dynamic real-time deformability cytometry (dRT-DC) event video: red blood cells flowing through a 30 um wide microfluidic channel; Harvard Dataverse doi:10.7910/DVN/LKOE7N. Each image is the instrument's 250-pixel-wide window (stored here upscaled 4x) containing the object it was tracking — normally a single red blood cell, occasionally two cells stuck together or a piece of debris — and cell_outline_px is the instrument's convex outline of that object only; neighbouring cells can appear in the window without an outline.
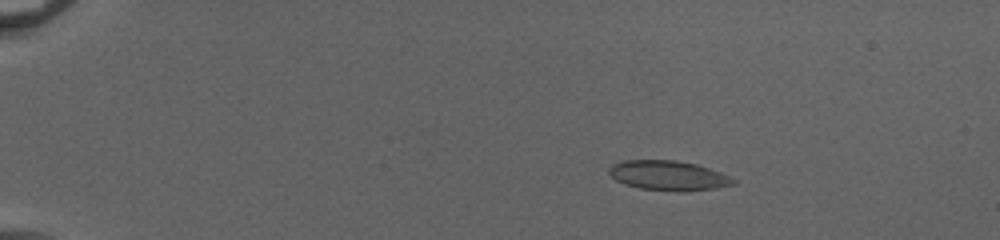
{"species": "common noctule bat (a hibernating species)", "species_latin": "Nyctalus noctula", "temperature_condition": "cold", "stored_images_in_passage": 54, "camera_frame_rate_fps": 3000, "um_per_image_px": 0.085, "animal": {"sex": "female", "body_mass_g": 20.0, "forearm_length_mm": 54.0}, "frame": {"image": 1, "passage_image": 11, "time_ms": 3.333, "image_size_px": [1000, 240], "cell_outline_px": [[736, 184], [716, 188], [684, 192], [640, 188], [616, 180], [608, 172], [608, 168], [612, 164], [624, 160], [676, 160], [696, 164], [720, 172], [736, 180]], "centroid_in_image_um": [56.82, 14.92], "position_along_channel_um": 28.2, "area_um2": 21.44}}
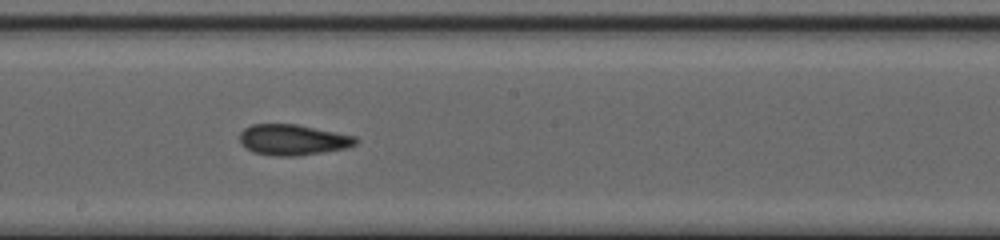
{"frame": {"image": 2, "passage_image": 33, "time_ms": 10.667, "image_size_px": [1000, 240], "cell_outline_px": [[360, 140], [356, 144], [344, 148], [296, 156], [276, 156], [252, 152], [240, 144], [240, 132], [244, 128], [252, 124], [296, 124], [356, 136]], "centroid_in_image_um": [24.87, 11.88], "position_along_channel_um": 223.3, "area_um2": 20.75}}
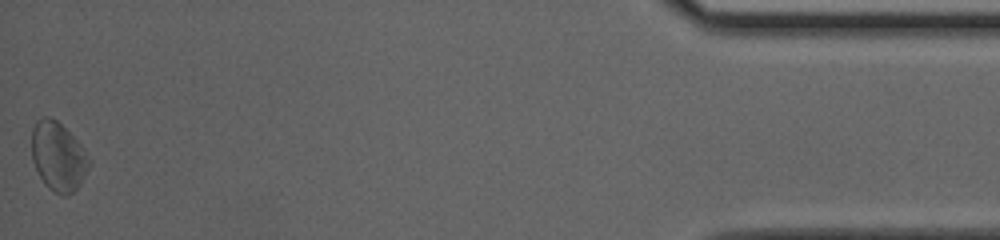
{"frame": {"image": 3, "passage_image": 54, "time_ms": 17.667, "image_size_px": [1000, 240], "cell_outline_px": [[92, 164], [80, 184], [68, 196], [60, 196], [48, 188], [44, 184], [32, 160], [32, 128], [36, 120], [44, 116], [48, 116], [56, 120], [80, 144], [92, 160]], "centroid_in_image_um": [4.96, 13.33], "position_along_channel_um": 430.2, "area_um2": 23.18}, "authors_computed_cell_mechanics": {"area_um2": 21.2415, "velocity_mm_per_s": 4.0655, "shape_relaxation_time_tau1_ms": 6.7355, "shape_relaxation_time_tau2_ms": 2.2914, "deformation_change_tau1": 0.1209, "deformation_change_tau2": 0.0805}}